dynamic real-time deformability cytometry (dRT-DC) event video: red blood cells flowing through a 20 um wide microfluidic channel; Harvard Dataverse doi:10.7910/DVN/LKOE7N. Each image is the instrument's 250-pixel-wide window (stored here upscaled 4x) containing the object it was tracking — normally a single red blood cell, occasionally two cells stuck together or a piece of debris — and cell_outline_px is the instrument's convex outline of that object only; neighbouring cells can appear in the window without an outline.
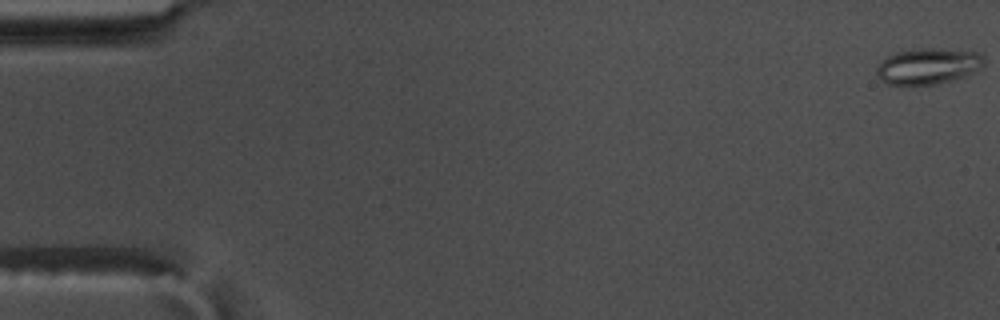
{"species": "common noctule bat (a hibernating species)", "species_latin": "Nyctalus noctula", "temperature_condition": "warm", "stored_images_in_passage": 55, "camera_frame_rate_fps": 3000, "um_per_image_px": 0.085, "animal": {"sex": "male", "body_mass_g": 17.5, "forearm_length_mm": 52.3}, "frame": {"image": 1, "passage_image": 1, "time_ms": 0.0, "image_size_px": [1000, 320], "cell_outline_px": [[984, 60], [960, 76], [948, 80], [928, 84], [892, 84], [884, 80], [876, 72], [876, 68], [884, 60], [892, 56], [904, 52], [972, 52], [980, 56]], "centroid_in_image_um": [78.75, 5.69], "position_along_channel_um": 6.3, "area_um2": 19.31}}
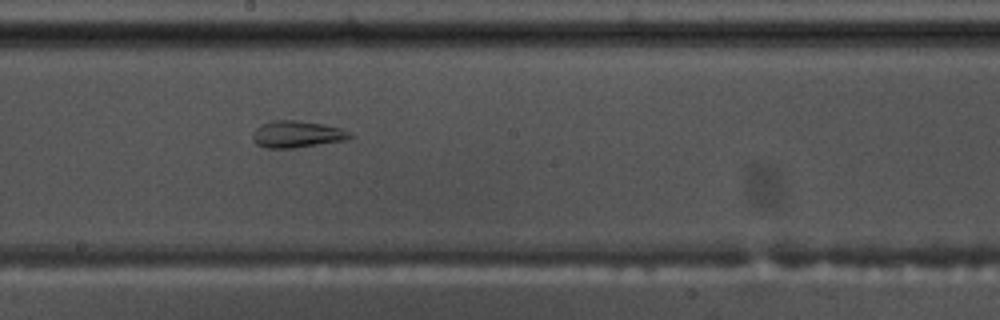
{"frame": {"image": 2, "passage_image": 33, "time_ms": 10.667, "image_size_px": [1000, 320], "cell_outline_px": [[352, 136], [348, 140], [292, 148], [264, 148], [256, 144], [252, 140], [252, 132], [260, 124], [276, 120], [296, 120], [320, 124], [340, 128], [348, 132]], "centroid_in_image_um": [25.18, 11.42], "position_along_channel_um": 223.0, "area_um2": 15.14}}
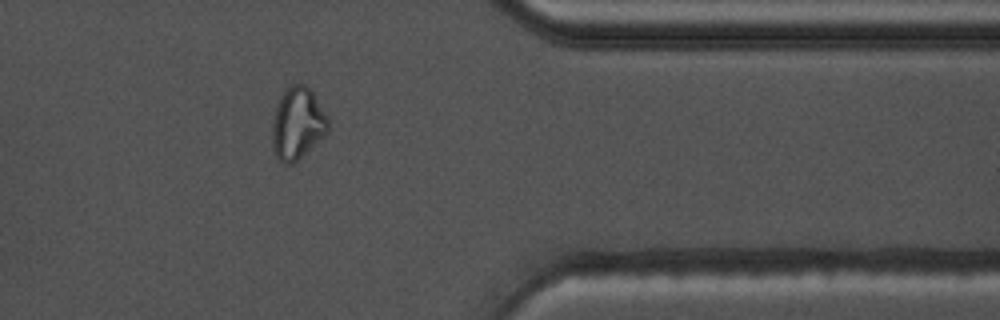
{"frame": {"image": 3, "passage_image": 48, "time_ms": 15.667, "image_size_px": [1000, 320], "cell_outline_px": [[328, 132], [292, 164], [284, 164], [276, 156], [272, 144], [272, 124], [276, 108], [284, 92], [292, 84], [304, 84], [312, 92], [328, 120]], "centroid_in_image_um": [25.27, 10.52], "position_along_channel_um": 386.1, "area_um2": 22.72}}